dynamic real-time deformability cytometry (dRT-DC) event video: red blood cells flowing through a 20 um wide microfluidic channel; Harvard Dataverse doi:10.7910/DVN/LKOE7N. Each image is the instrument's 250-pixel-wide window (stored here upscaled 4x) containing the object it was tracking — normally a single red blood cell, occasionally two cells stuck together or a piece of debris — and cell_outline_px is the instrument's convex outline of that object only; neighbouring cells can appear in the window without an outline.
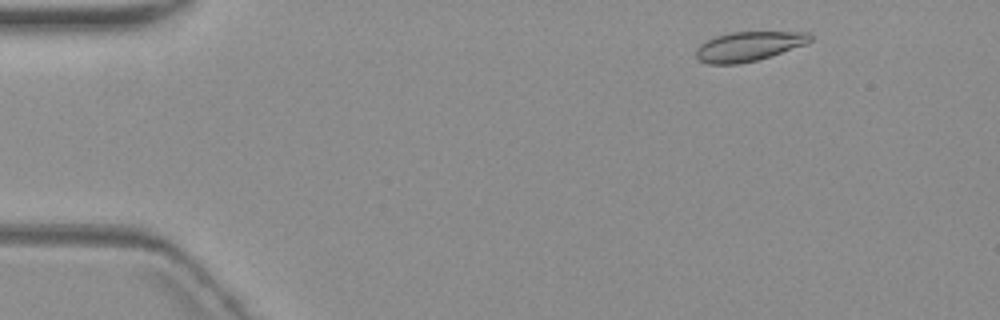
{"species": "common noctule bat (a hibernating species)", "species_latin": "Nyctalus noctula", "temperature_condition": "warm", "stored_images_in_passage": 5, "camera_frame_rate_fps": 3000, "um_per_image_px": 0.085, "animal": {"sex": "female", "body_mass_g": 19.3, "forearm_length_mm": 54.1}, "frame": {"image": 1, "passage_image": 2, "time_ms": 1.333, "image_size_px": [1000, 320], "cell_outline_px": [[812, 40], [808, 44], [756, 60], [740, 64], [708, 64], [700, 60], [696, 56], [696, 48], [700, 44], [716, 36], [728, 32], [808, 32], [812, 36]], "centroid_in_image_um": [63.65, 3.93], "position_along_channel_um": 21.4, "area_um2": 19.59}}
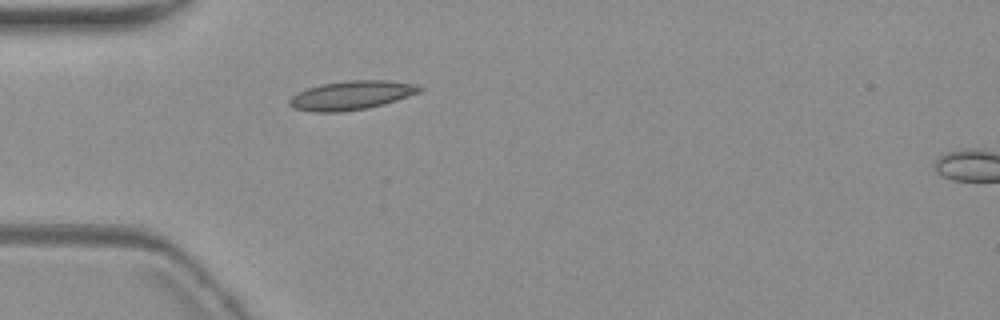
{"frame": {"image": 2, "passage_image": 4, "time_ms": 4.667, "image_size_px": [1000, 320], "cell_outline_px": [[424, 88], [420, 92], [384, 104], [368, 108], [340, 112], [312, 112], [292, 108], [288, 104], [288, 100], [296, 92], [320, 84], [348, 80], [388, 80], [416, 84]], "centroid_in_image_um": [29.84, 8.1], "position_along_channel_um": 55.2, "area_um2": 22.14}}